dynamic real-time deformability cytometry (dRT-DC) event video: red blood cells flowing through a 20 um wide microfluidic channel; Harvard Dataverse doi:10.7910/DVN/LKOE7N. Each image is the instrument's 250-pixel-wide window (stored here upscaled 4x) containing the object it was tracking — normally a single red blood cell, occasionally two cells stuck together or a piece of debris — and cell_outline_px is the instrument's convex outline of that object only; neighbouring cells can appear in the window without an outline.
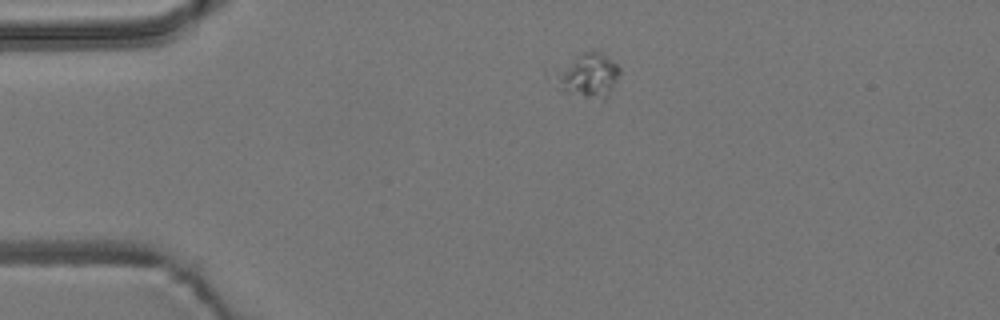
{"species": "common noctule bat (a hibernating species)", "species_latin": "Nyctalus noctula", "temperature_condition": "room temperature", "stored_images_in_passage": 4, "camera_frame_rate_fps": 3000, "um_per_image_px": 0.085, "animal": {"sex": "male", "body_mass_g": 19.2, "forearm_length_mm": 51.8}, "frame": {"image": 1, "passage_image": 1, "time_ms": 0.0, "image_size_px": [1000, 320], "cell_outline_px": [[620, 72], [608, 96], [604, 100], [564, 92], [548, 80], [544, 76], [544, 72], [584, 52], [600, 52], [612, 60], [620, 68]], "centroid_in_image_um": [49.77, 6.41], "position_along_channel_um": 35.2, "area_um2": 17.57}}
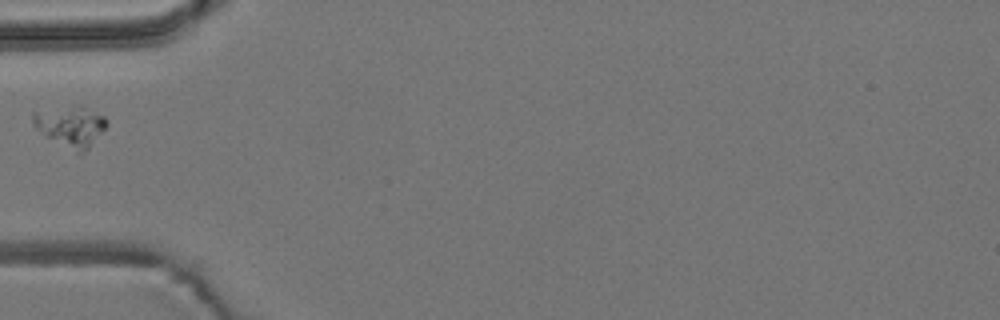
{"frame": {"image": 2, "passage_image": 3, "time_ms": 0.667, "image_size_px": [1000, 320], "cell_outline_px": [[108, 124], [88, 148], [84, 152], [76, 152], [44, 136], [32, 124], [32, 112], [80, 104], [104, 116], [108, 120]], "centroid_in_image_um": [5.99, 10.7], "position_along_channel_um": 79.0, "area_um2": 17.4}}
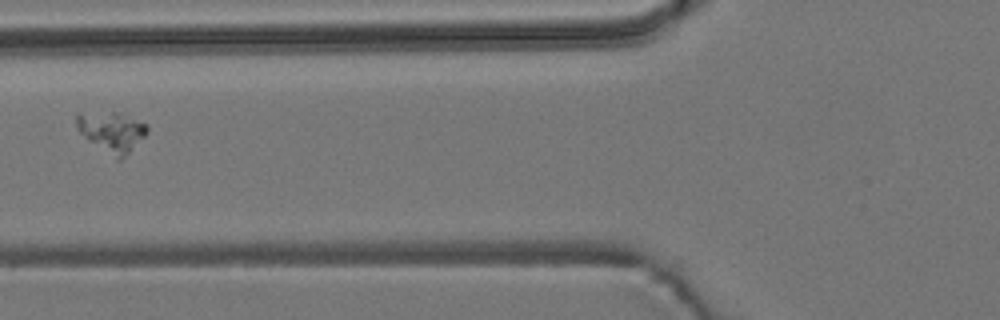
{"frame": {"image": 3, "passage_image": 4, "time_ms": 1.0, "image_size_px": [1000, 320], "cell_outline_px": [[148, 132], [120, 160], [116, 160], [88, 140], [76, 128], [76, 112], [120, 112], [148, 124]], "centroid_in_image_um": [9.47, 11.17], "position_along_channel_um": 116.3, "area_um2": 16.65}}